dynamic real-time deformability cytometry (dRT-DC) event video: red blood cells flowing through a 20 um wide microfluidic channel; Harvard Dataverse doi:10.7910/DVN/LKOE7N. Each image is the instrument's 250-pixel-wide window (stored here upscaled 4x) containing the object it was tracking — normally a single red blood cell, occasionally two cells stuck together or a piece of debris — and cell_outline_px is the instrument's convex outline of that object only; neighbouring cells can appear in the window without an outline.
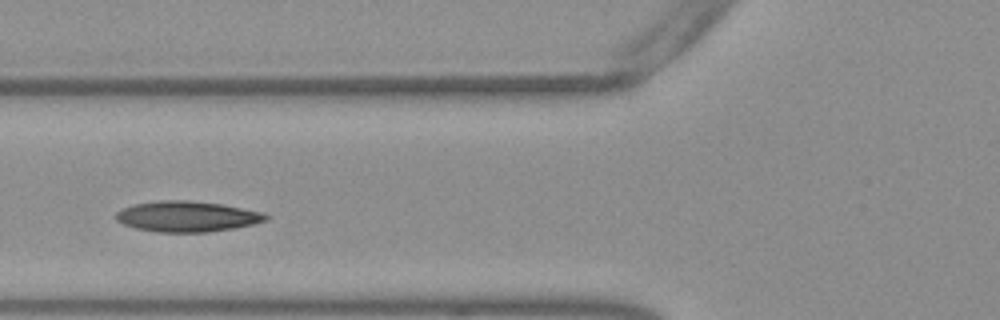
{"species": "Egyptian fruit bat (a non-hibernating species)", "species_latin": "Rousettus aegyptiacus", "temperature_condition": "warm", "stored_images_in_passage": 38, "camera_frame_rate_fps": 3000, "um_per_image_px": 0.085, "frame": {"image": 1, "passage_image": 13, "time_ms": 4.0, "image_size_px": [1000, 320], "cell_outline_px": [[268, 220], [252, 224], [232, 228], [208, 232], [156, 232], [136, 228], [124, 224], [116, 220], [116, 212], [120, 208], [132, 204], [160, 200], [188, 200], [220, 204], [260, 212], [268, 216]], "centroid_in_image_um": [15.83, 18.39], "position_along_channel_um": 110.0, "area_um2": 26.59}}
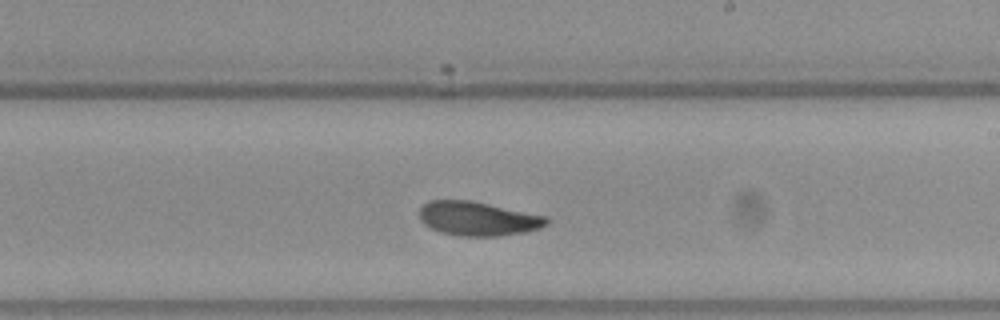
{"frame": {"image": 2, "passage_image": 24, "time_ms": 7.667, "image_size_px": [1000, 320], "cell_outline_px": [[548, 224], [540, 228], [524, 232], [500, 236], [460, 236], [440, 232], [424, 224], [420, 220], [420, 208], [428, 200], [468, 200], [548, 216]], "centroid_in_image_um": [40.62, 18.59], "position_along_channel_um": 248.4, "area_um2": 25.2}}
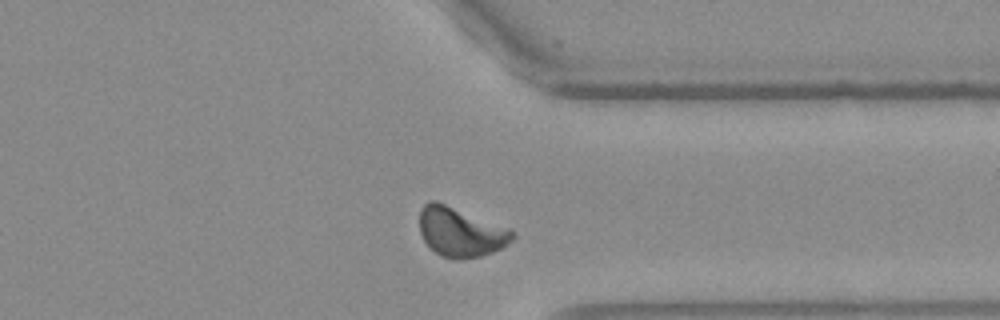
{"frame": {"image": 3, "passage_image": 34, "time_ms": 11.0, "image_size_px": [1000, 320], "cell_outline_px": [[516, 236], [504, 248], [480, 256], [456, 260], [444, 256], [436, 252], [424, 240], [420, 232], [420, 208], [428, 200], [436, 200], [512, 228], [516, 232]], "centroid_in_image_um": [39.2, 19.7], "position_along_channel_um": 372.2, "area_um2": 27.11}, "authors_computed_cell_mechanics": {"area_um2": 25.7499, "velocity_mm_per_s": 3.7738, "shape_relaxation_time_tau1_ms": 5.6287, "shape_relaxation_time_tau2_ms": 2.3085, "deformation_change_tau1": 0.1396, "deformation_change_tau2": 0.0692}}